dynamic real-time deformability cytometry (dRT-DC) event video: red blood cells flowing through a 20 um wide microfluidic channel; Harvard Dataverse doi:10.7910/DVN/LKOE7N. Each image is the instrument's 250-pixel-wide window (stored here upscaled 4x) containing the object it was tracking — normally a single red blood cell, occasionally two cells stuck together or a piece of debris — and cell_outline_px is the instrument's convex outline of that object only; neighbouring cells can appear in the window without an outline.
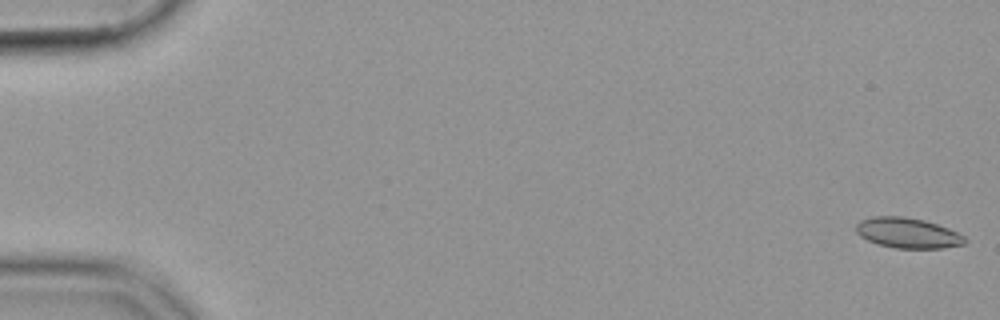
{"species": "common noctule bat (a hibernating species)", "species_latin": "Nyctalus noctula", "temperature_condition": "cold", "stored_images_in_passage": 55, "camera_frame_rate_fps": 3000, "um_per_image_px": 0.085, "animal": {"sex": "female", "body_mass_g": 19.9}, "frame": {"image": 1, "passage_image": 1, "time_ms": 0.0, "image_size_px": [1000, 320], "cell_outline_px": [[968, 240], [964, 244], [944, 248], [896, 248], [876, 244], [860, 236], [856, 232], [856, 224], [860, 220], [872, 216], [904, 216], [924, 220], [948, 228], [964, 236]], "centroid_in_image_um": [77.14, 19.8], "position_along_channel_um": 7.9, "area_um2": 19.31}}
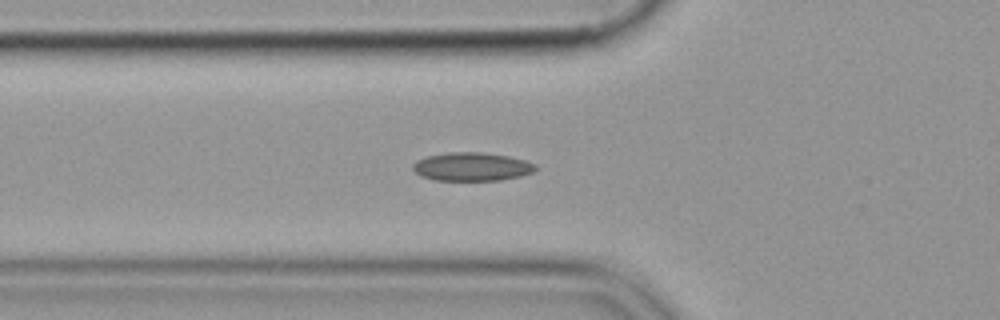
{"frame": {"image": 2, "passage_image": 20, "time_ms": 6.333, "image_size_px": [1000, 320], "cell_outline_px": [[536, 172], [520, 176], [500, 180], [432, 180], [420, 176], [412, 168], [412, 164], [416, 160], [428, 156], [448, 152], [480, 152], [508, 156], [524, 160], [536, 164]], "centroid_in_image_um": [40.1, 14.17], "position_along_channel_um": 85.7, "area_um2": 20.4}}
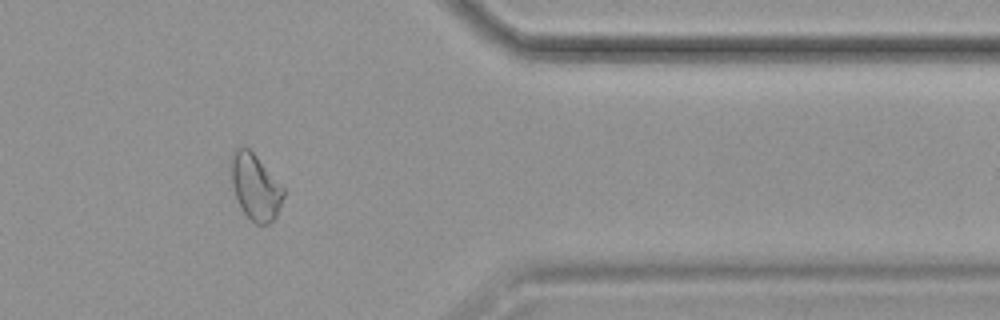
{"frame": {"image": 3, "passage_image": 46, "time_ms": 15.0, "image_size_px": [1000, 320], "cell_outline_px": [[284, 196], [276, 216], [268, 224], [256, 224], [244, 212], [236, 196], [232, 184], [232, 152], [236, 148], [248, 148], [256, 156], [284, 188]], "centroid_in_image_um": [21.72, 15.9], "position_along_channel_um": 389.7, "area_um2": 19.48}}